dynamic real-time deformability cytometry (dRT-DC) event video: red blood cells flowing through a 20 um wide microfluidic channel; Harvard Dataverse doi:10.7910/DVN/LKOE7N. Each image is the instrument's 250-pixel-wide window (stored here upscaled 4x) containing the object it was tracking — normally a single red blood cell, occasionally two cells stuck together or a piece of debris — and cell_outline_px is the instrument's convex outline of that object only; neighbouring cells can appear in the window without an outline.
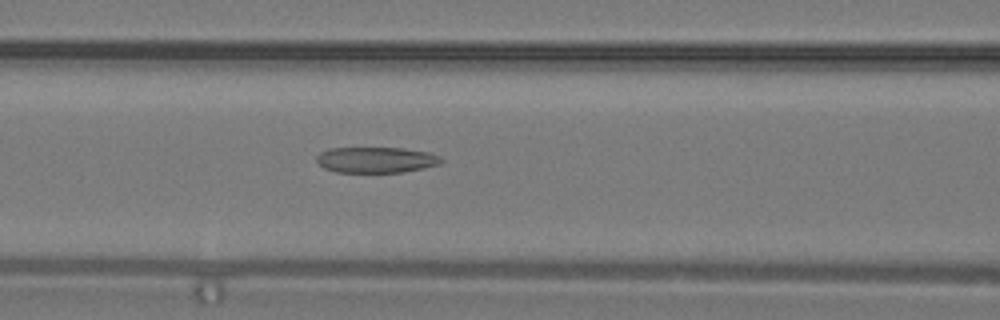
{"species": "common noctule bat (a hibernating species)", "species_latin": "Nyctalus noctula", "temperature_condition": "warm", "stored_images_in_passage": 21, "camera_frame_rate_fps": 3000, "um_per_image_px": 0.085, "animal": {"sex": "male", "body_mass_g": 19.2, "forearm_length_mm": 51.8}, "frame": {"image": 1, "passage_image": 6, "time_ms": 1.667, "image_size_px": [1000, 320], "cell_outline_px": [[444, 160], [440, 164], [424, 168], [400, 172], [336, 172], [324, 168], [316, 160], [316, 156], [320, 152], [328, 148], [404, 148], [428, 152], [440, 156]], "centroid_in_image_um": [31.97, 13.58], "position_along_channel_um": 134.6, "area_um2": 18.79}}
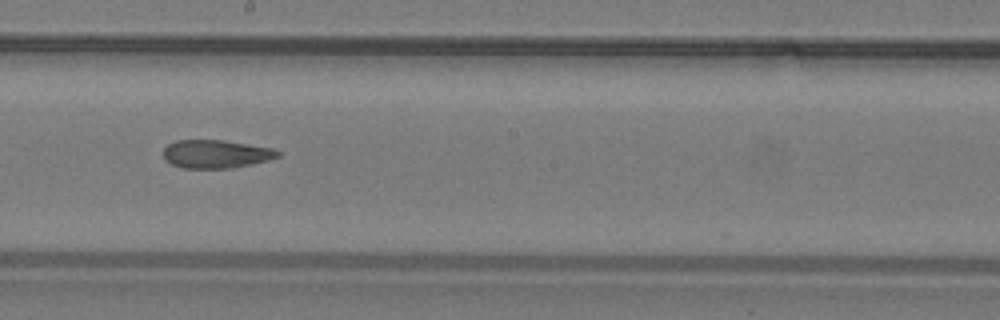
{"frame": {"image": 2, "passage_image": 11, "time_ms": 3.333, "image_size_px": [1000, 320], "cell_outline_px": [[280, 156], [268, 160], [252, 164], [232, 168], [184, 168], [172, 164], [164, 160], [164, 148], [168, 144], [176, 140], [224, 140], [272, 148], [280, 152]], "centroid_in_image_um": [18.35, 13.09], "position_along_channel_um": 229.8, "area_um2": 18.84}}
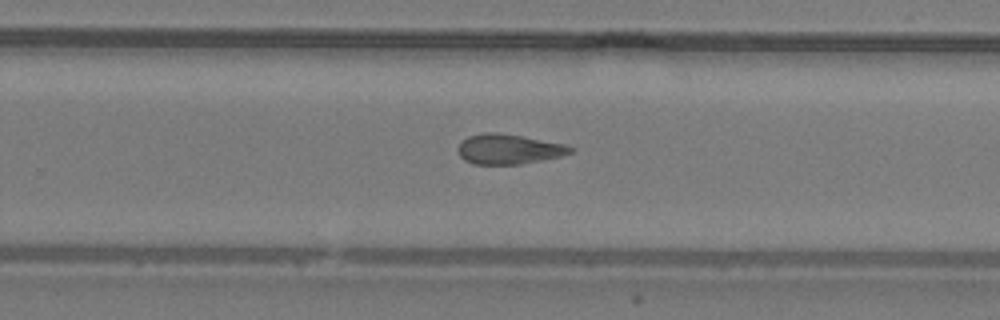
{"frame": {"image": 3, "passage_image": 14, "time_ms": 4.333, "image_size_px": [1000, 320], "cell_outline_px": [[576, 148], [572, 152], [560, 156], [544, 160], [520, 164], [472, 164], [464, 160], [460, 156], [456, 148], [460, 140], [468, 136], [484, 132], [496, 132], [520, 136], [564, 144]], "centroid_in_image_um": [43.19, 12.68], "position_along_channel_um": 286.6, "area_um2": 19.77}}